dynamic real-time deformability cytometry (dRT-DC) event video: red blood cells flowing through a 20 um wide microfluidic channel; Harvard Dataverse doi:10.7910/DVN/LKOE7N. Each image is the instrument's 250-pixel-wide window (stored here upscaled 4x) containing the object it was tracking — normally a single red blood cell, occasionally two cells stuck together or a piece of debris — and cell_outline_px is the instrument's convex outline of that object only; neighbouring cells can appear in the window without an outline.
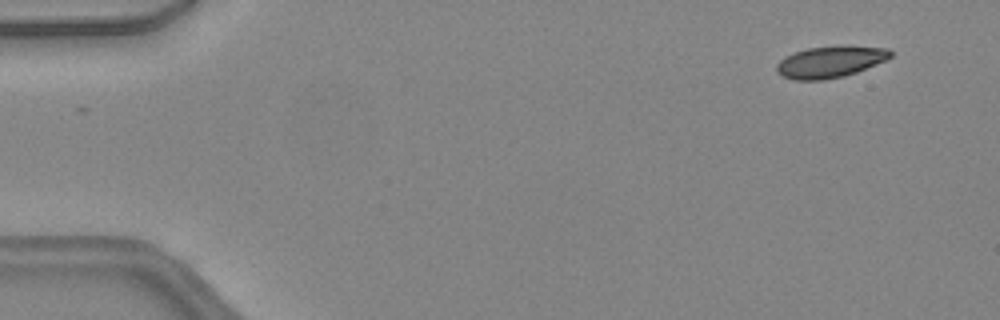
{"species": "common noctule bat (a hibernating species)", "species_latin": "Nyctalus noctula", "temperature_condition": "warm", "stored_images_in_passage": 8, "camera_frame_rate_fps": 3000, "um_per_image_px": 0.085, "animal": {"sex": "female", "body_mass_g": 24.6, "forearm_length_mm": 56.2}, "frame": {"image": 1, "passage_image": 3, "time_ms": 0.667, "image_size_px": [1000, 320], "cell_outline_px": [[892, 56], [876, 64], [856, 72], [844, 76], [824, 80], [796, 80], [780, 76], [776, 72], [776, 64], [784, 56], [808, 48], [840, 44], [888, 48], [892, 52]], "centroid_in_image_um": [70.55, 5.24], "position_along_channel_um": 14.5, "area_um2": 21.27}}